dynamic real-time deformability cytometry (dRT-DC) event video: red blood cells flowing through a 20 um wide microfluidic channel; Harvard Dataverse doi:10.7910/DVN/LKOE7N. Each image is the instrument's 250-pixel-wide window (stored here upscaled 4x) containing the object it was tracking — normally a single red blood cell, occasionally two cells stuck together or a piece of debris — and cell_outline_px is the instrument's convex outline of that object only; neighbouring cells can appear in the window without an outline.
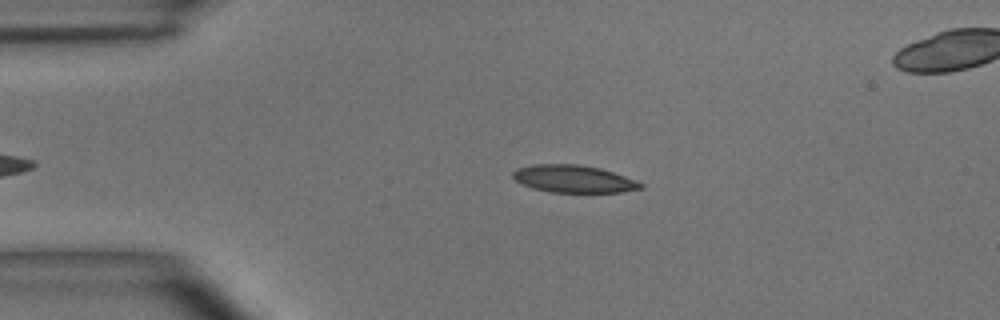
{"species": "common noctule bat (a hibernating species)", "species_latin": "Nyctalus noctula", "temperature_condition": "room temperature", "stored_images_in_passage": 47, "camera_frame_rate_fps": 3000, "um_per_image_px": 0.085, "animal": {"sex": "male", "body_mass_g": 15.6}, "frame": {"image": 1, "passage_image": 5, "time_ms": 1.333, "image_size_px": [1000, 320], "cell_outline_px": [[644, 188], [620, 192], [552, 192], [532, 188], [516, 180], [512, 176], [512, 172], [516, 168], [532, 164], [576, 164], [600, 168], [636, 180], [644, 184]], "centroid_in_image_um": [48.75, 15.2], "position_along_channel_um": 36.2, "area_um2": 20.35}}
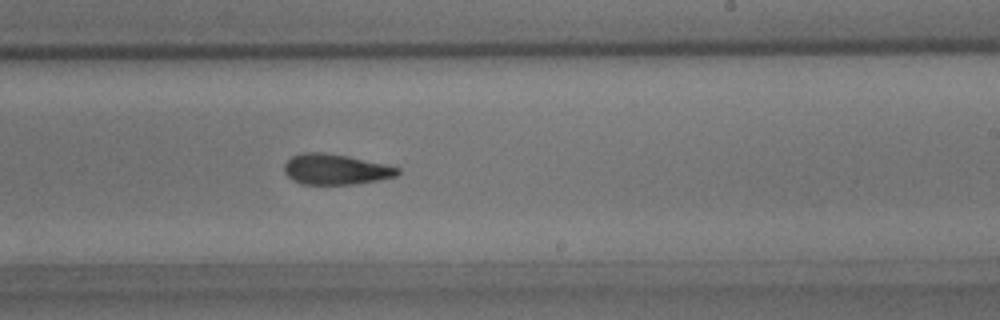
{"frame": {"image": 2, "passage_image": 26, "time_ms": 8.333, "image_size_px": [1000, 320], "cell_outline_px": [[400, 172], [396, 176], [380, 180], [356, 184], [300, 184], [292, 180], [284, 172], [284, 164], [292, 156], [300, 152], [324, 152], [348, 156], [388, 164], [400, 168]], "centroid_in_image_um": [28.54, 14.39], "position_along_channel_um": 260.5, "area_um2": 20.46}}
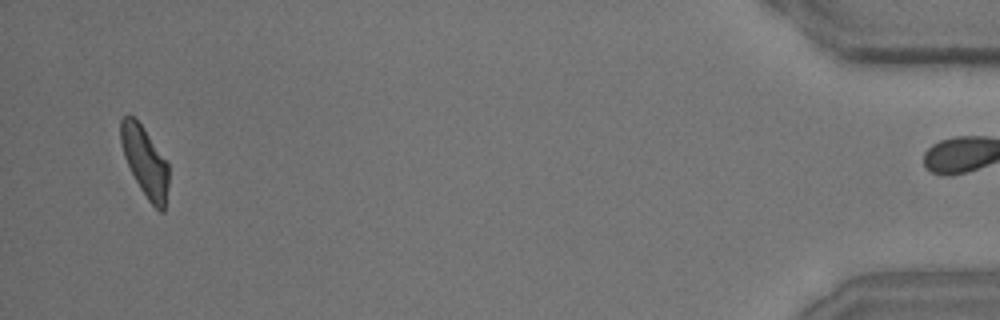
{"frame": {"image": 3, "passage_image": 46, "time_ms": 15.0, "image_size_px": [1000, 320], "cell_outline_px": [[168, 184], [164, 212], [160, 212], [148, 200], [140, 188], [124, 156], [120, 140], [120, 120], [124, 116], [132, 116], [144, 128], [168, 164]], "centroid_in_image_um": [12.32, 13.74], "position_along_channel_um": 422.9, "area_um2": 19.07}, "authors_computed_cell_mechanics": {"area_um2": 20.6346, "velocity_mm_per_s": 3.6684, "shape_relaxation_time_tau1_ms": 5.1487, "shape_relaxation_time_tau2_ms": 3.7978, "deformation_change_tau1": 0.1735, "deformation_change_tau2": 0.1258}}